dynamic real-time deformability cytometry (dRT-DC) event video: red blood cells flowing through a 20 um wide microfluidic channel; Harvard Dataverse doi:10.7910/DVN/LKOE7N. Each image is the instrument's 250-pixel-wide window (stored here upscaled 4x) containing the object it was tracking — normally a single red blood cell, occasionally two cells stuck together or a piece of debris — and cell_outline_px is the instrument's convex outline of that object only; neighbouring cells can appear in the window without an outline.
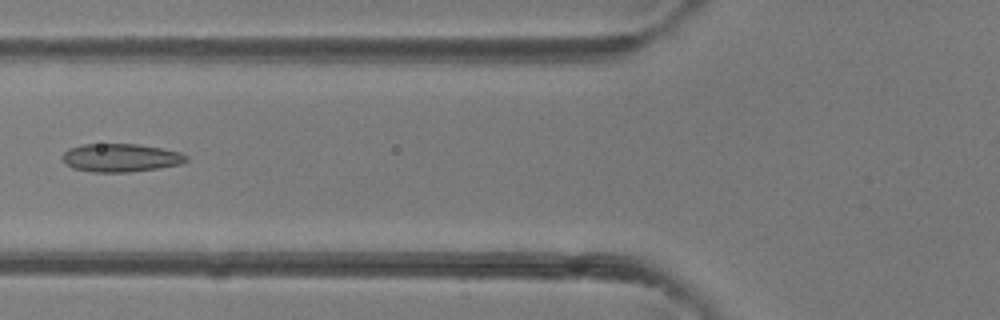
{"species": "common noctule bat (a hibernating species)", "species_latin": "Nyctalus noctula", "temperature_condition": "room temperature", "stored_images_in_passage": 4, "camera_frame_rate_fps": 3000, "um_per_image_px": 0.085, "animal": {"sex": "female"}, "frame": {"image": 1, "passage_image": 4, "time_ms": 3.333, "image_size_px": [1000, 320], "cell_outline_px": [[188, 160], [180, 164], [160, 168], [128, 172], [92, 172], [72, 168], [64, 160], [64, 152], [68, 148], [84, 144], [136, 144], [160, 148], [180, 152], [188, 156]], "centroid_in_image_um": [10.28, 13.41], "position_along_channel_um": 115.5, "area_um2": 20.23}}